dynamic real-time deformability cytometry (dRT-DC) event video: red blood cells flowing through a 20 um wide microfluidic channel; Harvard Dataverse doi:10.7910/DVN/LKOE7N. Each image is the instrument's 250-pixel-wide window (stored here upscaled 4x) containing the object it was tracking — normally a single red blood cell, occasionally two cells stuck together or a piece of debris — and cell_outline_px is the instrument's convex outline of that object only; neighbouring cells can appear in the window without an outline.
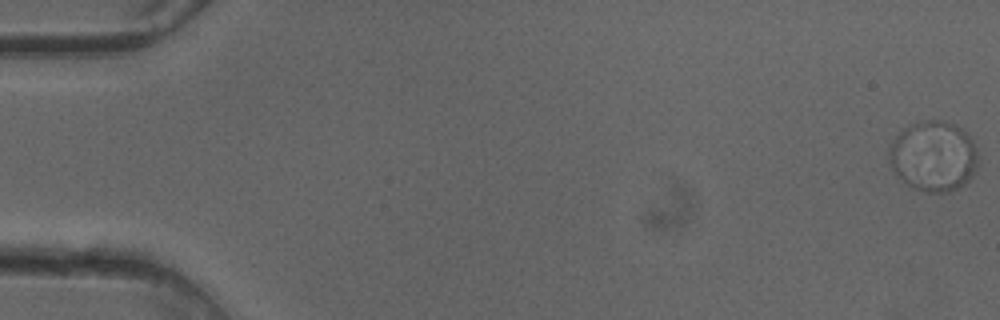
{"species": "common noctule bat (a hibernating species)", "species_latin": "Nyctalus noctula", "temperature_condition": "cold", "stored_images_in_passage": 4, "camera_frame_rate_fps": 3000, "um_per_image_px": 0.085, "animal": {"sex": "female"}, "frame": {"image": 1, "passage_image": 1, "time_ms": 0.0, "image_size_px": [1000, 320], "cell_outline_px": [[976, 168], [972, 176], [960, 188], [948, 192], [928, 192], [912, 188], [892, 168], [888, 160], [888, 144], [904, 128], [916, 120], [936, 120], [956, 124], [972, 140], [976, 148]], "centroid_in_image_um": [79.31, 13.26], "position_along_channel_um": 5.7, "area_um2": 36.53}}